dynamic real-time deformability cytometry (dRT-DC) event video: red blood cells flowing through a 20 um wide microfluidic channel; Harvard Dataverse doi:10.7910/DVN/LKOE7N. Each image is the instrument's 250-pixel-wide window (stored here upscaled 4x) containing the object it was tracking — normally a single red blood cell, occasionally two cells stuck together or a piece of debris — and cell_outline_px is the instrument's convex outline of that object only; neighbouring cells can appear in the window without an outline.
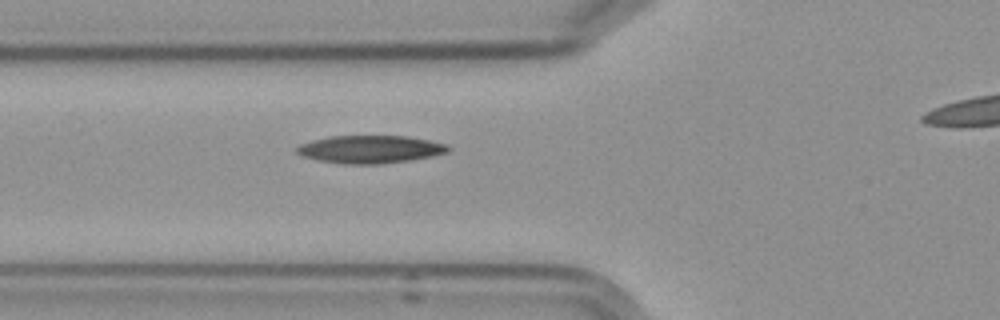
{"species": "Egyptian fruit bat (a non-hibernating species)", "species_latin": "Rousettus aegyptiacus", "temperature_condition": "cold", "stored_images_in_passage": 2, "camera_frame_rate_fps": 3000, "um_per_image_px": 0.085, "frame": {"image": 1, "passage_image": 2, "time_ms": 1.0, "image_size_px": [1000, 320], "cell_outline_px": [[452, 148], [448, 152], [432, 156], [408, 160], [380, 164], [344, 164], [316, 160], [300, 156], [296, 152], [296, 148], [300, 144], [312, 140], [328, 136], [408, 136], [448, 144]], "centroid_in_image_um": [31.45, 12.69], "position_along_channel_um": 94.4, "area_um2": 24.68}}